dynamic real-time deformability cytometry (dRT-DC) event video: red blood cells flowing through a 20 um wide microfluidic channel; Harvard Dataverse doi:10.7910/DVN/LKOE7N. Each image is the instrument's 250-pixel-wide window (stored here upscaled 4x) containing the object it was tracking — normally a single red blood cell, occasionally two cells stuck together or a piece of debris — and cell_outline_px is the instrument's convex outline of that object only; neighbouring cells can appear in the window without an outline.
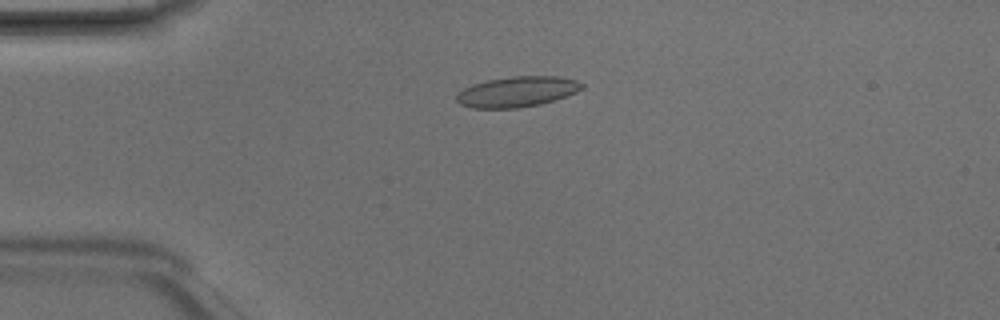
{"species": "Egyptian fruit bat (a non-hibernating species)", "species_latin": "Rousettus aegyptiacus", "temperature_condition": "room temperature", "stored_images_in_passage": 5, "camera_frame_rate_fps": 3000, "um_per_image_px": 0.085, "animal": {"sex": "male"}, "frame": {"image": 1, "passage_image": 4, "time_ms": 1.0, "image_size_px": [1000, 320], "cell_outline_px": [[584, 88], [576, 92], [556, 100], [540, 104], [516, 108], [472, 108], [460, 104], [456, 100], [456, 96], [464, 88], [472, 84], [488, 80], [512, 76], [560, 76], [576, 80], [584, 84]], "centroid_in_image_um": [43.98, 7.79], "position_along_channel_um": 41.0, "area_um2": 22.31}}